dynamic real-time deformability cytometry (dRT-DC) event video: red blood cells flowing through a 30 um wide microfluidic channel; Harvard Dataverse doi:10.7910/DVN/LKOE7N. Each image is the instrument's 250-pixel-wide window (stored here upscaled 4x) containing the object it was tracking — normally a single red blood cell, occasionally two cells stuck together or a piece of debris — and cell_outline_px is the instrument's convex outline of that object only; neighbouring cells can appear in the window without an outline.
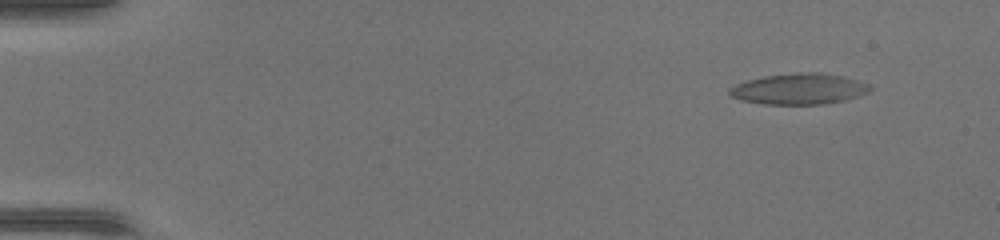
{"species": "common noctule bat (a hibernating species)", "species_latin": "Nyctalus noctula", "temperature_condition": "warm", "stored_images_in_passage": 15, "camera_frame_rate_fps": 3000, "um_per_image_px": 0.085, "animal": {"sex": "female", "body_mass_g": 17.0, "forearm_length_mm": 48.0}, "frame": {"image": 1, "passage_image": 5, "time_ms": 1.333, "image_size_px": [1000, 240], "cell_outline_px": [[872, 88], [868, 92], [844, 100], [824, 104], [764, 104], [740, 100], [732, 96], [728, 92], [728, 88], [736, 84], [748, 80], [764, 76], [796, 72], [820, 72], [844, 76], [868, 84]], "centroid_in_image_um": [67.89, 7.55], "position_along_channel_um": 17.1, "area_um2": 25.26}}